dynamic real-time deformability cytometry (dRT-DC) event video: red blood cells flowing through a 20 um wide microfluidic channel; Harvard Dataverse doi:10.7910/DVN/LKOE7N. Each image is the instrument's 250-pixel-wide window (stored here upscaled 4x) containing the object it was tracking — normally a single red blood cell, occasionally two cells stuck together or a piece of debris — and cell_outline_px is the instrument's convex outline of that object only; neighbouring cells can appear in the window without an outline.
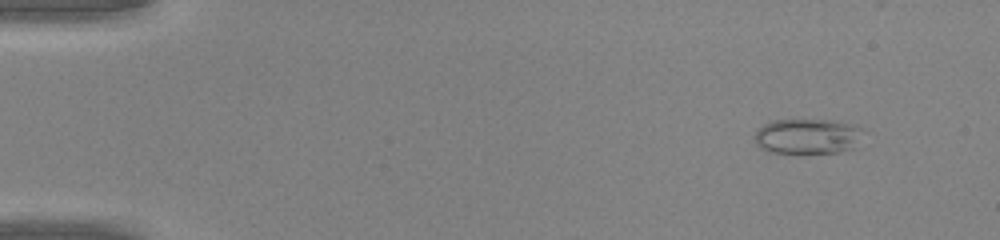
{"species": "common noctule bat (a hibernating species)", "species_latin": "Nyctalus noctula", "temperature_condition": "warm", "stored_images_in_passage": 43, "camera_frame_rate_fps": 3000, "um_per_image_px": 0.085, "animal": {"sex": "male", "body_mass_g": 20.0, "forearm_length_mm": 53.3}, "frame": {"image": 1, "passage_image": 1, "time_ms": 0.0, "image_size_px": [1000, 240], "cell_outline_px": [[864, 148], [840, 152], [768, 152], [760, 148], [756, 144], [756, 132], [764, 124], [772, 120], [836, 120], [856, 124], [864, 128]], "centroid_in_image_um": [68.84, 11.58], "position_along_channel_um": 16.2, "area_um2": 23.12}}
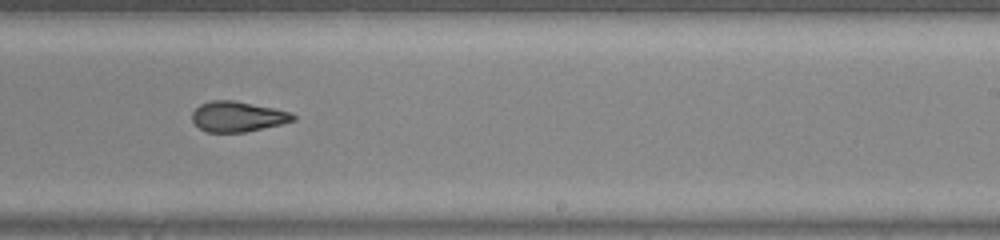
{"frame": {"image": 2, "passage_image": 26, "time_ms": 8.333, "image_size_px": [1000, 240], "cell_outline_px": [[296, 120], [280, 124], [244, 132], [208, 132], [200, 128], [192, 120], [192, 112], [200, 104], [212, 100], [232, 100], [292, 112], [296, 116]], "centroid_in_image_um": [20.2, 9.9], "position_along_channel_um": 268.8, "area_um2": 17.63}}
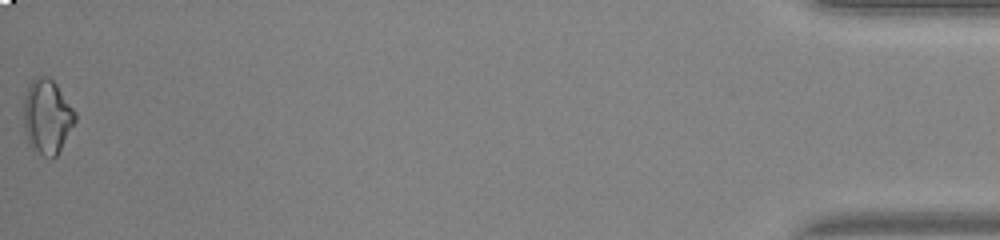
{"frame": {"image": 3, "passage_image": 43, "time_ms": 14.0, "image_size_px": [1000, 240], "cell_outline_px": [[76, 120], [56, 156], [52, 160], [44, 156], [32, 148], [28, 144], [24, 128], [24, 96], [28, 84], [36, 76], [48, 76], [56, 84], [76, 112]], "centroid_in_image_um": [3.99, 9.91], "position_along_channel_um": 431.2, "area_um2": 22.37}}